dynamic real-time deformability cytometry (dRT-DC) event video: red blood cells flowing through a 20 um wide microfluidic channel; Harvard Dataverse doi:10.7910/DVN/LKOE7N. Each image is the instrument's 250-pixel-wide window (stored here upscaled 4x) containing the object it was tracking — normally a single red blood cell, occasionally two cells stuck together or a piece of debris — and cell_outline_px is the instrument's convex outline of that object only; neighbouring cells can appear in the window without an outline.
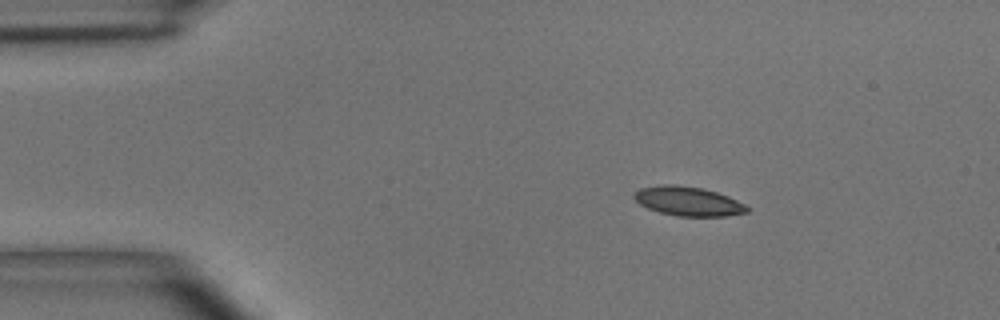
{"species": "common noctule bat (a hibernating species)", "species_latin": "Nyctalus noctula", "temperature_condition": "room temperature", "stored_images_in_passage": 4, "camera_frame_rate_fps": 3000, "um_per_image_px": 0.085, "animal": {"sex": "male", "body_mass_g": 15.6}, "frame": {"image": 1, "passage_image": 3, "time_ms": 2.333, "image_size_px": [1000, 320], "cell_outline_px": [[748, 212], [728, 216], [676, 216], [660, 212], [648, 208], [640, 204], [632, 196], [640, 188], [664, 184], [672, 184], [704, 188], [728, 196], [744, 204], [748, 208]], "centroid_in_image_um": [58.49, 17.1], "position_along_channel_um": 26.5, "area_um2": 19.13}}